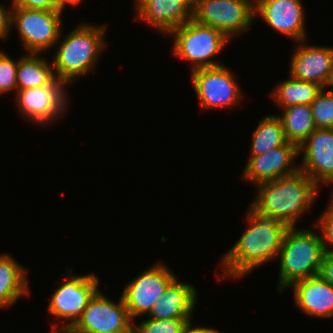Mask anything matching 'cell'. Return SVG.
<instances>
[{"label":"cell","mask_w":333,"mask_h":333,"mask_svg":"<svg viewBox=\"0 0 333 333\" xmlns=\"http://www.w3.org/2000/svg\"><path fill=\"white\" fill-rule=\"evenodd\" d=\"M249 227L221 259L218 280L242 278L264 263L277 259L289 227L269 217L247 210Z\"/></svg>","instance_id":"6da1fadb"},{"label":"cell","mask_w":333,"mask_h":333,"mask_svg":"<svg viewBox=\"0 0 333 333\" xmlns=\"http://www.w3.org/2000/svg\"><path fill=\"white\" fill-rule=\"evenodd\" d=\"M255 187L258 195L249 208L288 227L296 226L300 215L312 207L319 192V186L300 170Z\"/></svg>","instance_id":"7a4b0ae2"},{"label":"cell","mask_w":333,"mask_h":333,"mask_svg":"<svg viewBox=\"0 0 333 333\" xmlns=\"http://www.w3.org/2000/svg\"><path fill=\"white\" fill-rule=\"evenodd\" d=\"M106 27L83 22L60 41L51 58L54 75L58 80L68 85L96 68L95 65L107 46Z\"/></svg>","instance_id":"3957f363"},{"label":"cell","mask_w":333,"mask_h":333,"mask_svg":"<svg viewBox=\"0 0 333 333\" xmlns=\"http://www.w3.org/2000/svg\"><path fill=\"white\" fill-rule=\"evenodd\" d=\"M323 253L322 238L316 230L289 227L277 256L280 260L279 293L298 280L319 275Z\"/></svg>","instance_id":"277c9868"},{"label":"cell","mask_w":333,"mask_h":333,"mask_svg":"<svg viewBox=\"0 0 333 333\" xmlns=\"http://www.w3.org/2000/svg\"><path fill=\"white\" fill-rule=\"evenodd\" d=\"M167 35L174 37L173 55L192 63V71L223 64L211 60L229 42L221 31L191 19L174 28Z\"/></svg>","instance_id":"5b68a950"},{"label":"cell","mask_w":333,"mask_h":333,"mask_svg":"<svg viewBox=\"0 0 333 333\" xmlns=\"http://www.w3.org/2000/svg\"><path fill=\"white\" fill-rule=\"evenodd\" d=\"M66 270L68 279L58 284L47 308L56 320H63L61 326L58 323L51 324L52 333H67L79 320L88 302L100 287L99 277L95 273L75 276L73 268Z\"/></svg>","instance_id":"8992f818"},{"label":"cell","mask_w":333,"mask_h":333,"mask_svg":"<svg viewBox=\"0 0 333 333\" xmlns=\"http://www.w3.org/2000/svg\"><path fill=\"white\" fill-rule=\"evenodd\" d=\"M11 3V26L16 25L22 47L28 53L41 54L60 43L63 12L25 9Z\"/></svg>","instance_id":"52a82bcc"},{"label":"cell","mask_w":333,"mask_h":333,"mask_svg":"<svg viewBox=\"0 0 333 333\" xmlns=\"http://www.w3.org/2000/svg\"><path fill=\"white\" fill-rule=\"evenodd\" d=\"M254 11L253 0H198L192 19L221 31L230 39L252 26Z\"/></svg>","instance_id":"ba28073f"},{"label":"cell","mask_w":333,"mask_h":333,"mask_svg":"<svg viewBox=\"0 0 333 333\" xmlns=\"http://www.w3.org/2000/svg\"><path fill=\"white\" fill-rule=\"evenodd\" d=\"M190 77L203 109H228L243 99L237 78L223 64L191 71Z\"/></svg>","instance_id":"9c48e42d"},{"label":"cell","mask_w":333,"mask_h":333,"mask_svg":"<svg viewBox=\"0 0 333 333\" xmlns=\"http://www.w3.org/2000/svg\"><path fill=\"white\" fill-rule=\"evenodd\" d=\"M65 85L55 77L48 85L17 90L15 98L19 111L26 120L29 119L38 126L53 124L64 116L68 108L69 95L66 93Z\"/></svg>","instance_id":"30bf717a"},{"label":"cell","mask_w":333,"mask_h":333,"mask_svg":"<svg viewBox=\"0 0 333 333\" xmlns=\"http://www.w3.org/2000/svg\"><path fill=\"white\" fill-rule=\"evenodd\" d=\"M167 266L156 262L124 287L121 297L131 320L147 315L168 285L176 278V274Z\"/></svg>","instance_id":"8fae6325"},{"label":"cell","mask_w":333,"mask_h":333,"mask_svg":"<svg viewBox=\"0 0 333 333\" xmlns=\"http://www.w3.org/2000/svg\"><path fill=\"white\" fill-rule=\"evenodd\" d=\"M114 303L100 289L88 302L81 317L67 333H122L132 326L127 307L120 297Z\"/></svg>","instance_id":"7c38bea8"},{"label":"cell","mask_w":333,"mask_h":333,"mask_svg":"<svg viewBox=\"0 0 333 333\" xmlns=\"http://www.w3.org/2000/svg\"><path fill=\"white\" fill-rule=\"evenodd\" d=\"M298 151L299 155L304 152L300 171L320 187L321 183L333 184V129H315L298 146Z\"/></svg>","instance_id":"4fadbf2b"},{"label":"cell","mask_w":333,"mask_h":333,"mask_svg":"<svg viewBox=\"0 0 333 333\" xmlns=\"http://www.w3.org/2000/svg\"><path fill=\"white\" fill-rule=\"evenodd\" d=\"M298 156V146L287 141L264 154L250 155L241 177L250 181L254 187L260 183L287 177L299 170V166L294 163Z\"/></svg>","instance_id":"5bb4252c"},{"label":"cell","mask_w":333,"mask_h":333,"mask_svg":"<svg viewBox=\"0 0 333 333\" xmlns=\"http://www.w3.org/2000/svg\"><path fill=\"white\" fill-rule=\"evenodd\" d=\"M301 0H256L255 18L260 16L273 30L294 39L307 40Z\"/></svg>","instance_id":"9a60e30c"},{"label":"cell","mask_w":333,"mask_h":333,"mask_svg":"<svg viewBox=\"0 0 333 333\" xmlns=\"http://www.w3.org/2000/svg\"><path fill=\"white\" fill-rule=\"evenodd\" d=\"M301 40L293 49L289 75L326 88L333 66V46H313Z\"/></svg>","instance_id":"2e32d148"},{"label":"cell","mask_w":333,"mask_h":333,"mask_svg":"<svg viewBox=\"0 0 333 333\" xmlns=\"http://www.w3.org/2000/svg\"><path fill=\"white\" fill-rule=\"evenodd\" d=\"M136 18L166 35L192 19V12L179 0H135Z\"/></svg>","instance_id":"e0dca14e"},{"label":"cell","mask_w":333,"mask_h":333,"mask_svg":"<svg viewBox=\"0 0 333 333\" xmlns=\"http://www.w3.org/2000/svg\"><path fill=\"white\" fill-rule=\"evenodd\" d=\"M293 287V298L297 307L306 315L333 317V286L320 275L298 280Z\"/></svg>","instance_id":"ac0fdd59"},{"label":"cell","mask_w":333,"mask_h":333,"mask_svg":"<svg viewBox=\"0 0 333 333\" xmlns=\"http://www.w3.org/2000/svg\"><path fill=\"white\" fill-rule=\"evenodd\" d=\"M178 281L176 277L168 285L146 315L148 319H191L197 304V291L191 284Z\"/></svg>","instance_id":"d6986e66"},{"label":"cell","mask_w":333,"mask_h":333,"mask_svg":"<svg viewBox=\"0 0 333 333\" xmlns=\"http://www.w3.org/2000/svg\"><path fill=\"white\" fill-rule=\"evenodd\" d=\"M28 274L24 266L9 256L0 254V308L12 306L23 295H30Z\"/></svg>","instance_id":"ffe728a7"},{"label":"cell","mask_w":333,"mask_h":333,"mask_svg":"<svg viewBox=\"0 0 333 333\" xmlns=\"http://www.w3.org/2000/svg\"><path fill=\"white\" fill-rule=\"evenodd\" d=\"M41 54L28 53L18 60L17 90L48 85L54 78L53 65Z\"/></svg>","instance_id":"44dd1931"},{"label":"cell","mask_w":333,"mask_h":333,"mask_svg":"<svg viewBox=\"0 0 333 333\" xmlns=\"http://www.w3.org/2000/svg\"><path fill=\"white\" fill-rule=\"evenodd\" d=\"M289 77L277 84L275 91L272 90L271 93L272 100L282 109L299 104L310 105L323 89L316 83Z\"/></svg>","instance_id":"7402d4cb"},{"label":"cell","mask_w":333,"mask_h":333,"mask_svg":"<svg viewBox=\"0 0 333 333\" xmlns=\"http://www.w3.org/2000/svg\"><path fill=\"white\" fill-rule=\"evenodd\" d=\"M279 117L286 140L297 146L316 129L310 105L299 104L284 108Z\"/></svg>","instance_id":"603a6c76"},{"label":"cell","mask_w":333,"mask_h":333,"mask_svg":"<svg viewBox=\"0 0 333 333\" xmlns=\"http://www.w3.org/2000/svg\"><path fill=\"white\" fill-rule=\"evenodd\" d=\"M287 142L279 115H268L252 133L250 155H261Z\"/></svg>","instance_id":"cb8c5ba5"},{"label":"cell","mask_w":333,"mask_h":333,"mask_svg":"<svg viewBox=\"0 0 333 333\" xmlns=\"http://www.w3.org/2000/svg\"><path fill=\"white\" fill-rule=\"evenodd\" d=\"M323 88L310 104L316 129H333V91Z\"/></svg>","instance_id":"d4e9b609"},{"label":"cell","mask_w":333,"mask_h":333,"mask_svg":"<svg viewBox=\"0 0 333 333\" xmlns=\"http://www.w3.org/2000/svg\"><path fill=\"white\" fill-rule=\"evenodd\" d=\"M190 319H147L133 324L135 333H181Z\"/></svg>","instance_id":"484cf974"},{"label":"cell","mask_w":333,"mask_h":333,"mask_svg":"<svg viewBox=\"0 0 333 333\" xmlns=\"http://www.w3.org/2000/svg\"><path fill=\"white\" fill-rule=\"evenodd\" d=\"M17 65L18 60L15 61L7 53L0 51V95L12 90L17 93Z\"/></svg>","instance_id":"4316f807"},{"label":"cell","mask_w":333,"mask_h":333,"mask_svg":"<svg viewBox=\"0 0 333 333\" xmlns=\"http://www.w3.org/2000/svg\"><path fill=\"white\" fill-rule=\"evenodd\" d=\"M331 199L328 202L329 205L327 204L324 210L325 212L319 216L316 224H314V227H317L321 234L324 251H331L333 249H331L333 247V192Z\"/></svg>","instance_id":"83f0119b"},{"label":"cell","mask_w":333,"mask_h":333,"mask_svg":"<svg viewBox=\"0 0 333 333\" xmlns=\"http://www.w3.org/2000/svg\"><path fill=\"white\" fill-rule=\"evenodd\" d=\"M14 5L25 9L58 10L57 0H11Z\"/></svg>","instance_id":"f1b7e54d"},{"label":"cell","mask_w":333,"mask_h":333,"mask_svg":"<svg viewBox=\"0 0 333 333\" xmlns=\"http://www.w3.org/2000/svg\"><path fill=\"white\" fill-rule=\"evenodd\" d=\"M319 275L333 286V250L324 251Z\"/></svg>","instance_id":"f546056e"},{"label":"cell","mask_w":333,"mask_h":333,"mask_svg":"<svg viewBox=\"0 0 333 333\" xmlns=\"http://www.w3.org/2000/svg\"><path fill=\"white\" fill-rule=\"evenodd\" d=\"M12 9L0 4V39H7L12 28L11 26Z\"/></svg>","instance_id":"4dcf8cb0"},{"label":"cell","mask_w":333,"mask_h":333,"mask_svg":"<svg viewBox=\"0 0 333 333\" xmlns=\"http://www.w3.org/2000/svg\"><path fill=\"white\" fill-rule=\"evenodd\" d=\"M191 320L192 319L186 322L181 333H204V326H198L193 328Z\"/></svg>","instance_id":"1f68e13d"},{"label":"cell","mask_w":333,"mask_h":333,"mask_svg":"<svg viewBox=\"0 0 333 333\" xmlns=\"http://www.w3.org/2000/svg\"><path fill=\"white\" fill-rule=\"evenodd\" d=\"M83 0H57L58 2V11L62 12L66 5L76 6L81 4Z\"/></svg>","instance_id":"d6a6232c"},{"label":"cell","mask_w":333,"mask_h":333,"mask_svg":"<svg viewBox=\"0 0 333 333\" xmlns=\"http://www.w3.org/2000/svg\"><path fill=\"white\" fill-rule=\"evenodd\" d=\"M179 1H181L193 13L198 0H179Z\"/></svg>","instance_id":"836d02e7"},{"label":"cell","mask_w":333,"mask_h":333,"mask_svg":"<svg viewBox=\"0 0 333 333\" xmlns=\"http://www.w3.org/2000/svg\"><path fill=\"white\" fill-rule=\"evenodd\" d=\"M330 88V87H332L333 88V66H332V71H331V76H330V79H329V81H328V83H327V86H326V88Z\"/></svg>","instance_id":"e575fe53"},{"label":"cell","mask_w":333,"mask_h":333,"mask_svg":"<svg viewBox=\"0 0 333 333\" xmlns=\"http://www.w3.org/2000/svg\"><path fill=\"white\" fill-rule=\"evenodd\" d=\"M204 333H220L219 331H217L216 329L213 328H208L204 326Z\"/></svg>","instance_id":"d590c367"},{"label":"cell","mask_w":333,"mask_h":333,"mask_svg":"<svg viewBox=\"0 0 333 333\" xmlns=\"http://www.w3.org/2000/svg\"><path fill=\"white\" fill-rule=\"evenodd\" d=\"M122 333H135L134 327L132 326L127 332Z\"/></svg>","instance_id":"8d00e7d4"}]
</instances>
